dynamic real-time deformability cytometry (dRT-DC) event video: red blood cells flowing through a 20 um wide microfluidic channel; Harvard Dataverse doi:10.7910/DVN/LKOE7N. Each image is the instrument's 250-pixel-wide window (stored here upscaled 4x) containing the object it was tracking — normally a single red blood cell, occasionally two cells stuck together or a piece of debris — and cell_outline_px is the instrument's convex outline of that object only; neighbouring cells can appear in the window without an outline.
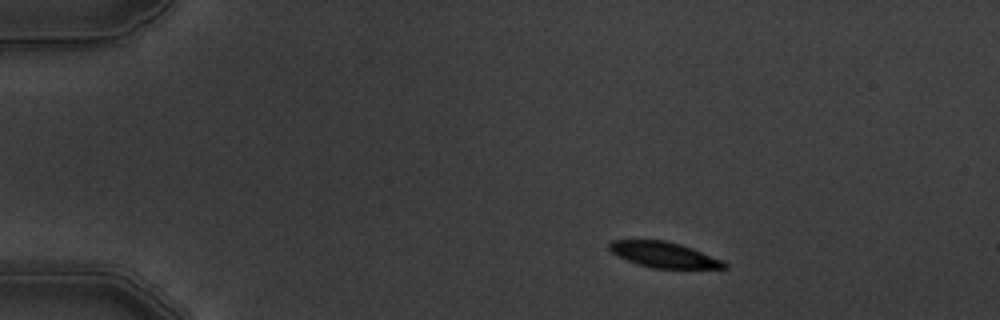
{"species": "common noctule bat (a hibernating species)", "species_latin": "Nyctalus noctula", "temperature_condition": "warm", "stored_images_in_passage": 4, "camera_frame_rate_fps": 3000, "um_per_image_px": 0.085, "animal": {"sex": "male", "body_mass_g": 19.5, "forearm_length_mm": 54.6}, "frame": {"image": 1, "passage_image": 2, "time_ms": 1.0, "image_size_px": [1000, 320], "cell_outline_px": [[728, 268], [652, 268], [636, 264], [612, 252], [608, 248], [608, 244], [612, 240], [664, 240], [680, 244], [692, 248], [724, 260], [728, 264]], "centroid_in_image_um": [56.46, 21.65], "position_along_channel_um": 28.5, "area_um2": 17.11}}